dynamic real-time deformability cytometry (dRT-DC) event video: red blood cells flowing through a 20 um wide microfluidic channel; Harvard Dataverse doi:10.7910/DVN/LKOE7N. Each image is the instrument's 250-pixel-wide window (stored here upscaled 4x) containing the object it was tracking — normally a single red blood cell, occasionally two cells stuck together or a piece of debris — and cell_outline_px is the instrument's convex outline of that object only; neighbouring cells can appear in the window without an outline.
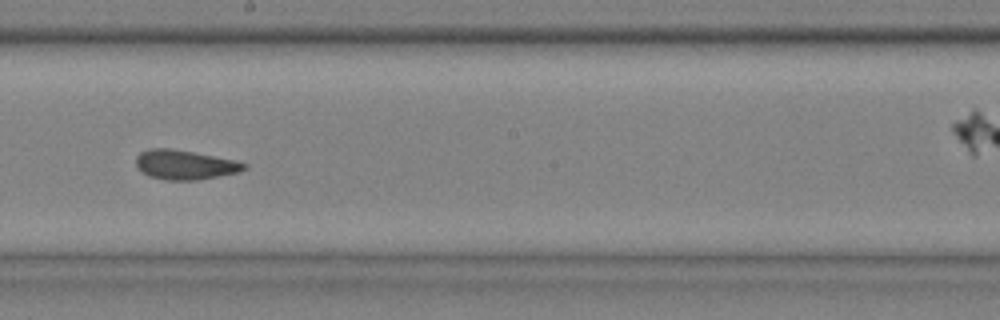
{"species": "common noctule bat (a hibernating species)", "species_latin": "Nyctalus noctula", "temperature_condition": "cold", "stored_images_in_passage": 9, "camera_frame_rate_fps": 3000, "um_per_image_px": 0.085, "animal": {"sex": "male", "body_mass_g": 20.4}, "frame": {"image": 1, "passage_image": 6, "time_ms": 1.667, "image_size_px": [1000, 320], "cell_outline_px": [[248, 168], [240, 172], [196, 180], [164, 180], [148, 176], [136, 168], [136, 156], [140, 152], [152, 148], [172, 148], [232, 160], [248, 164]], "centroid_in_image_um": [15.67, 14.01], "position_along_channel_um": 232.5, "area_um2": 18.55}}
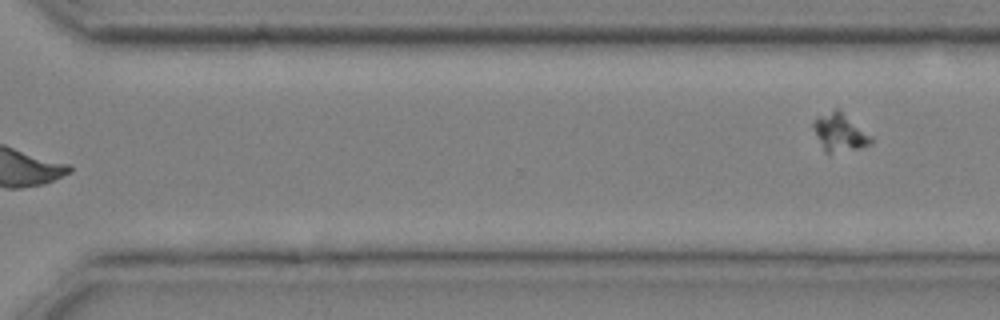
{"frame": {"image": 2, "passage_image": 9, "time_ms": 2.667, "image_size_px": [1000, 320], "cell_outline_px": [[872, 144], [860, 148], [828, 156], [824, 152], [812, 128], [812, 120], [836, 108], [840, 108], [872, 136]], "centroid_in_image_um": [71.37, 11.29], "position_along_channel_um": 299.2, "area_um2": 13.29}}